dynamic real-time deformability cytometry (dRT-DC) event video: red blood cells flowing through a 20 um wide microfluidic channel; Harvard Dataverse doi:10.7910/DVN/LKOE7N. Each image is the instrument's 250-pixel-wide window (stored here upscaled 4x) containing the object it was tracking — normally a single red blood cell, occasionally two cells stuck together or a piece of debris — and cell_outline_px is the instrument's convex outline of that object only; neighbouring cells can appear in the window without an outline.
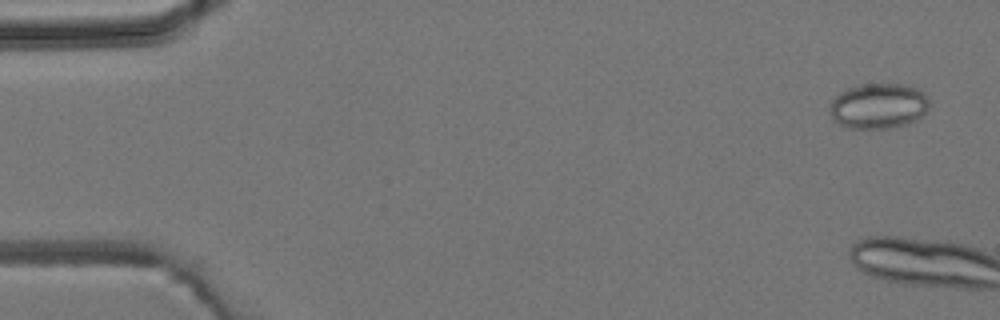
{"species": "common noctule bat (a hibernating species)", "species_latin": "Nyctalus noctula", "temperature_condition": "room temperature", "stored_images_in_passage": 4, "camera_frame_rate_fps": 3000, "um_per_image_px": 0.085, "animal": {"sex": "male", "body_mass_g": 19.2, "forearm_length_mm": 51.8}, "frame": {"image": 1, "passage_image": 1, "time_ms": 0.0, "image_size_px": [1000, 320], "cell_outline_px": [[928, 108], [916, 120], [908, 124], [892, 128], [848, 128], [832, 120], [828, 108], [832, 100], [840, 92], [856, 84], [908, 84], [924, 92], [928, 100]], "centroid_in_image_um": [74.64, 9.0], "position_along_channel_um": 10.4, "area_um2": 26.59}}